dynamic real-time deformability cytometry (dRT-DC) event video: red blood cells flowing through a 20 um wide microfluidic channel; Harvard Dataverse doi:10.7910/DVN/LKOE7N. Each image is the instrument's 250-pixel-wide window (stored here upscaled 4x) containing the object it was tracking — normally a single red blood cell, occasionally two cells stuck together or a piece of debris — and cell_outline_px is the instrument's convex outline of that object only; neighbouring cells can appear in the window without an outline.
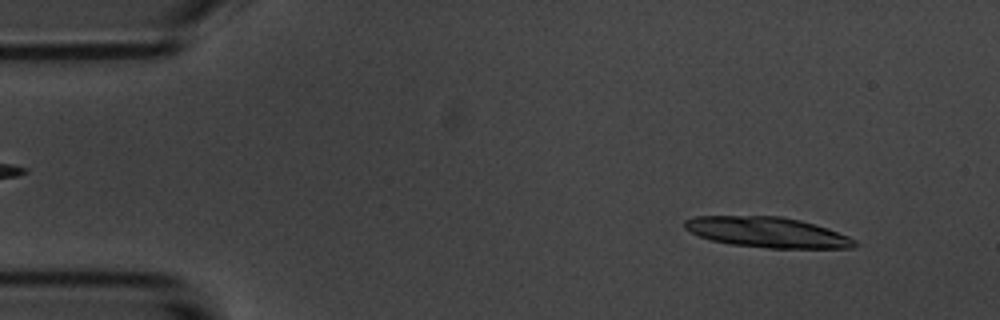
{"species": "common noctule bat (a hibernating species)", "species_latin": "Nyctalus noctula", "temperature_condition": "room temperature", "stored_images_in_passage": 7, "camera_frame_rate_fps": 3000, "um_per_image_px": 0.085, "animal": {"sex": "male", "body_mass_g": 20.1, "forearm_length_mm": 53.5}, "frame": {"image": 1, "passage_image": 1, "time_ms": 0.0, "image_size_px": [1000, 320], "cell_outline_px": [[860, 244], [852, 248], [768, 248], [728, 244], [712, 240], [700, 236], [684, 228], [684, 220], [696, 216], [780, 216], [800, 220], [828, 228], [848, 236], [856, 240]], "centroid_in_image_um": [65.25, 19.75], "position_along_channel_um": 19.8, "area_um2": 30.17}}
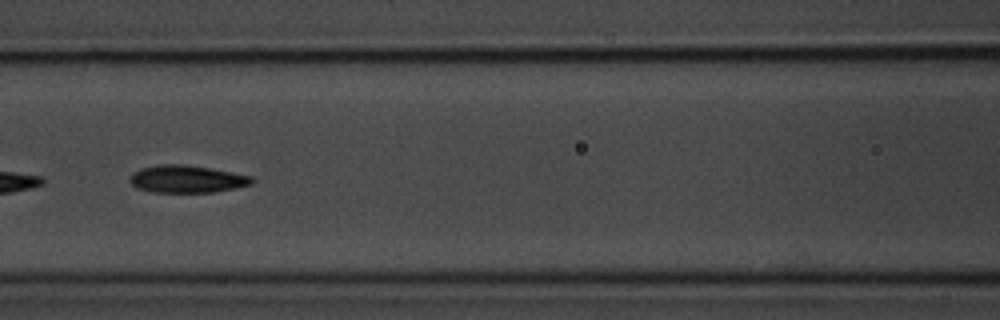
{"frame": {"image": 2, "passage_image": 6, "time_ms": 6.0, "image_size_px": [1000, 320], "cell_outline_px": [[256, 180], [252, 184], [236, 188], [212, 192], [152, 192], [136, 188], [128, 180], [132, 172], [140, 168], [160, 164], [180, 164], [208, 168], [252, 176]], "centroid_in_image_um": [15.85, 15.22], "position_along_channel_um": 150.7, "area_um2": 19.54}}
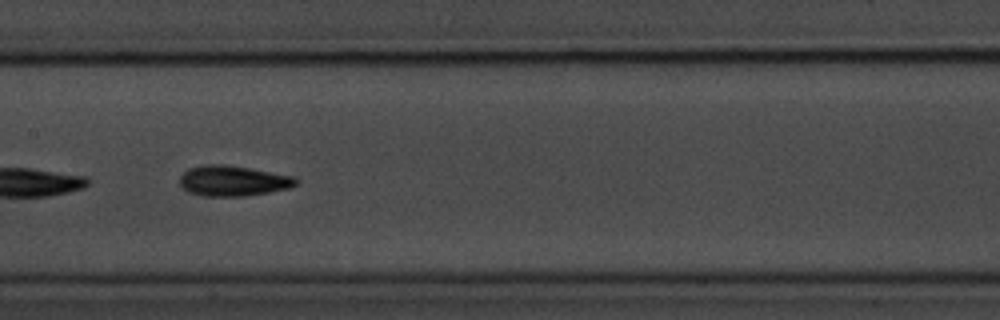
{"frame": {"image": 3, "passage_image": 7, "time_ms": 7.0, "image_size_px": [1000, 320], "cell_outline_px": [[300, 180], [296, 184], [288, 188], [268, 192], [244, 196], [200, 196], [188, 192], [180, 184], [180, 176], [188, 168], [204, 164], [224, 164], [296, 176]], "centroid_in_image_um": [19.8, 15.36], "position_along_channel_um": 187.6, "area_um2": 20.69}}